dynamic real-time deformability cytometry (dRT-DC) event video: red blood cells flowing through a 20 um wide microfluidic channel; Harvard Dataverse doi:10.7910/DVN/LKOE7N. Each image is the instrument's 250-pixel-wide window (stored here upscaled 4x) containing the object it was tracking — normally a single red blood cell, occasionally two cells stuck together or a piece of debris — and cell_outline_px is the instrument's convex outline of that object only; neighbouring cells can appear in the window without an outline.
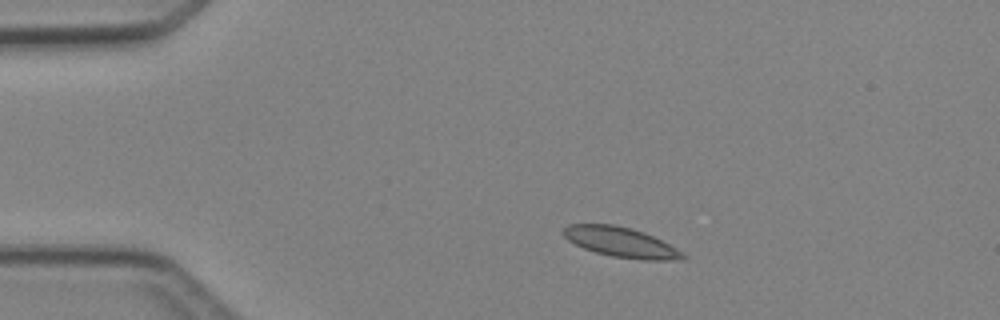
{"species": "Egyptian fruit bat (a non-hibernating species)", "species_latin": "Rousettus aegyptiacus", "temperature_condition": "cold", "stored_images_in_passage": 3, "camera_frame_rate_fps": 3000, "um_per_image_px": 0.085, "animal": {"sex": "female"}, "frame": {"image": 1, "passage_image": 2, "time_ms": 1.0, "image_size_px": [1000, 320], "cell_outline_px": [[688, 260], [644, 260], [612, 256], [596, 252], [584, 248], [568, 240], [560, 232], [568, 224], [612, 224], [632, 228], [644, 232], [684, 252], [688, 256]], "centroid_in_image_um": [52.81, 20.59], "position_along_channel_um": 32.2, "area_um2": 20.92}}
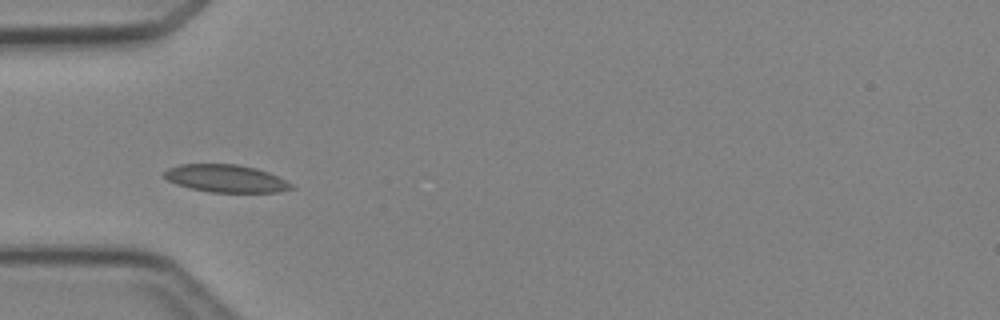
{"frame": {"image": 2, "passage_image": 3, "time_ms": 3.0, "image_size_px": [1000, 320], "cell_outline_px": [[296, 188], [280, 192], [208, 192], [176, 184], [168, 180], [164, 176], [164, 172], [168, 168], [180, 164], [236, 164], [256, 168], [268, 172], [292, 184]], "centroid_in_image_um": [19.21, 15.17], "position_along_channel_um": 65.8, "area_um2": 20.35}}